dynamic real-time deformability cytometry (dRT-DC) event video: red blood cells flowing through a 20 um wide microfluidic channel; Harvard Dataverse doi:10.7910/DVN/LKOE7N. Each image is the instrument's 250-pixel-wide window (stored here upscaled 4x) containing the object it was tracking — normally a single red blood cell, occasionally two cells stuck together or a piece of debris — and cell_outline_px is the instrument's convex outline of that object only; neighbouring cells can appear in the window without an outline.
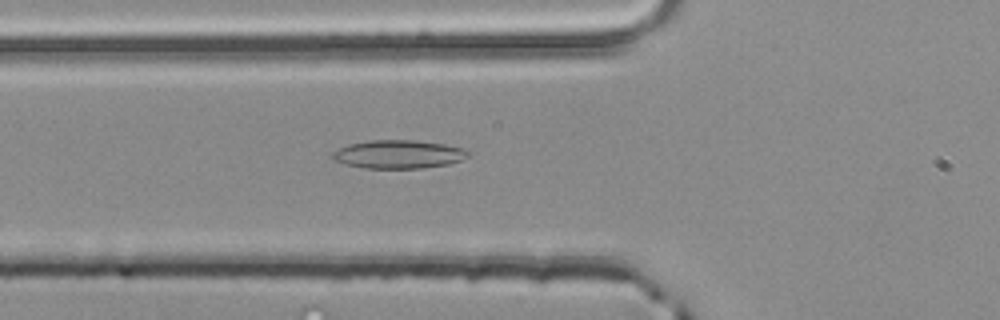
{"species": "common noctule bat (a hibernating species)", "species_latin": "Nyctalus noctula", "temperature_condition": "room temperature", "stored_images_in_passage": 38, "camera_frame_rate_fps": 3000, "um_per_image_px": 0.085, "animal": {"sex": "male", "body_mass_g": 20.4}, "frame": {"image": 1, "passage_image": 6, "time_ms": 1.667, "image_size_px": [1000, 320], "cell_outline_px": [[472, 152], [468, 156], [460, 160], [448, 164], [420, 168], [364, 168], [332, 160], [332, 152], [348, 144], [368, 140], [416, 140], [444, 144], [464, 148]], "centroid_in_image_um": [33.88, 13.1], "position_along_channel_um": 91.9, "area_um2": 22.43}}
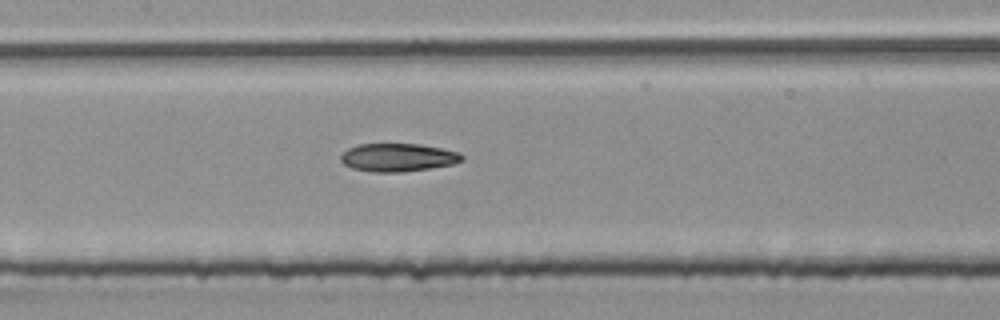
{"frame": {"image": 2, "passage_image": 12, "time_ms": 3.667, "image_size_px": [1000, 320], "cell_outline_px": [[464, 160], [452, 164], [404, 172], [372, 172], [352, 168], [344, 164], [340, 160], [340, 156], [348, 148], [360, 144], [420, 144], [460, 152], [464, 156]], "centroid_in_image_um": [33.82, 13.38], "position_along_channel_um": 173.6, "area_um2": 19.83}}
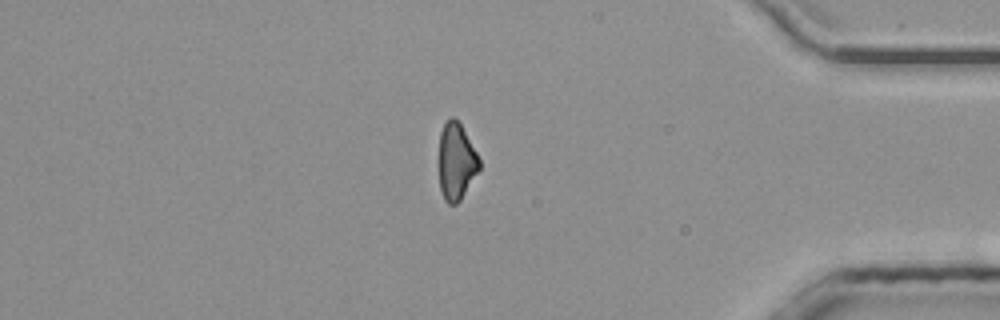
{"frame": {"image": 3, "passage_image": 31, "time_ms": 10.0, "image_size_px": [1000, 320], "cell_outline_px": [[480, 168], [460, 200], [456, 204], [448, 204], [444, 200], [440, 188], [440, 132], [444, 124], [452, 116], [460, 124], [476, 152], [480, 160]], "centroid_in_image_um": [38.78, 13.75], "position_along_channel_um": 396.4, "area_um2": 17.63}}